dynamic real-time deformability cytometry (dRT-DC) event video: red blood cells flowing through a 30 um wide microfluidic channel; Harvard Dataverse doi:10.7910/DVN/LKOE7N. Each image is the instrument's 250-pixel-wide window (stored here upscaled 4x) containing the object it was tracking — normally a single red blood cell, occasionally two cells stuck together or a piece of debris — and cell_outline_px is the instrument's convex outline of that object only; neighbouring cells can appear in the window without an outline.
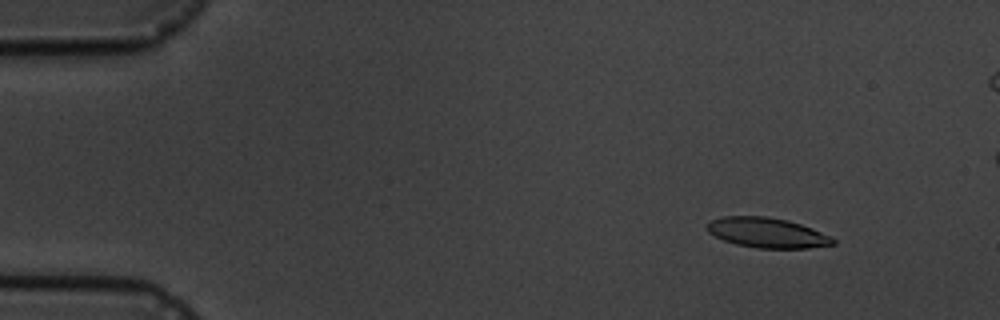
{"species": "common noctule bat (a hibernating species)", "species_latin": "Nyctalus noctula", "temperature_condition": "cold", "stored_images_in_passage": 6, "camera_frame_rate_fps": 3000, "um_per_image_px": 0.085, "animal": {"sex": "male", "body_mass_g": 19.5, "forearm_length_mm": 54.6}, "frame": {"image": 1, "passage_image": 2, "time_ms": 1.333, "image_size_px": [1000, 320], "cell_outline_px": [[836, 244], [808, 248], [756, 248], [736, 244], [724, 240], [708, 232], [708, 220], [724, 216], [764, 216], [788, 220], [812, 228], [832, 236], [836, 240]], "centroid_in_image_um": [65.23, 19.78], "position_along_channel_um": 19.8, "area_um2": 22.08}}